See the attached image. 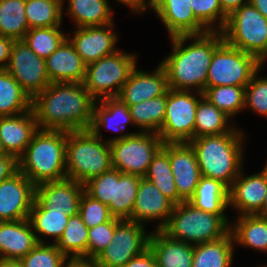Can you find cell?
Returning <instances> with one entry per match:
<instances>
[{"label": "cell", "instance_id": "cell-1", "mask_svg": "<svg viewBox=\"0 0 267 267\" xmlns=\"http://www.w3.org/2000/svg\"><path fill=\"white\" fill-rule=\"evenodd\" d=\"M96 100L83 83H51L32 99L38 129L89 130Z\"/></svg>", "mask_w": 267, "mask_h": 267}, {"label": "cell", "instance_id": "cell-2", "mask_svg": "<svg viewBox=\"0 0 267 267\" xmlns=\"http://www.w3.org/2000/svg\"><path fill=\"white\" fill-rule=\"evenodd\" d=\"M188 39H194V42L184 47ZM171 40L173 51L160 63L165 68L168 87L185 91L195 87L197 92L203 93L214 50L224 41L222 31L174 36Z\"/></svg>", "mask_w": 267, "mask_h": 267}, {"label": "cell", "instance_id": "cell-3", "mask_svg": "<svg viewBox=\"0 0 267 267\" xmlns=\"http://www.w3.org/2000/svg\"><path fill=\"white\" fill-rule=\"evenodd\" d=\"M67 134L65 130L51 129H38L34 133L24 154L18 159V169L35 186L67 178Z\"/></svg>", "mask_w": 267, "mask_h": 267}, {"label": "cell", "instance_id": "cell-4", "mask_svg": "<svg viewBox=\"0 0 267 267\" xmlns=\"http://www.w3.org/2000/svg\"><path fill=\"white\" fill-rule=\"evenodd\" d=\"M242 133L233 129L218 135L191 139L202 176L221 181L228 188L241 172Z\"/></svg>", "mask_w": 267, "mask_h": 267}, {"label": "cell", "instance_id": "cell-5", "mask_svg": "<svg viewBox=\"0 0 267 267\" xmlns=\"http://www.w3.org/2000/svg\"><path fill=\"white\" fill-rule=\"evenodd\" d=\"M229 225L225 215L208 213L183 201L174 206L161 231L173 240L197 245L225 237L230 232Z\"/></svg>", "mask_w": 267, "mask_h": 267}, {"label": "cell", "instance_id": "cell-6", "mask_svg": "<svg viewBox=\"0 0 267 267\" xmlns=\"http://www.w3.org/2000/svg\"><path fill=\"white\" fill-rule=\"evenodd\" d=\"M90 129L68 131L66 141L67 178L81 184L112 168L108 142L102 143Z\"/></svg>", "mask_w": 267, "mask_h": 267}, {"label": "cell", "instance_id": "cell-7", "mask_svg": "<svg viewBox=\"0 0 267 267\" xmlns=\"http://www.w3.org/2000/svg\"><path fill=\"white\" fill-rule=\"evenodd\" d=\"M111 150L112 168L121 173L144 177L154 155L163 146L158 133L122 134L107 141Z\"/></svg>", "mask_w": 267, "mask_h": 267}, {"label": "cell", "instance_id": "cell-8", "mask_svg": "<svg viewBox=\"0 0 267 267\" xmlns=\"http://www.w3.org/2000/svg\"><path fill=\"white\" fill-rule=\"evenodd\" d=\"M222 33L229 45L254 55L259 61L267 56V18L250 3L228 16Z\"/></svg>", "mask_w": 267, "mask_h": 267}, {"label": "cell", "instance_id": "cell-9", "mask_svg": "<svg viewBox=\"0 0 267 267\" xmlns=\"http://www.w3.org/2000/svg\"><path fill=\"white\" fill-rule=\"evenodd\" d=\"M135 67L136 56L118 50L87 64L83 85L95 100L117 97Z\"/></svg>", "mask_w": 267, "mask_h": 267}, {"label": "cell", "instance_id": "cell-10", "mask_svg": "<svg viewBox=\"0 0 267 267\" xmlns=\"http://www.w3.org/2000/svg\"><path fill=\"white\" fill-rule=\"evenodd\" d=\"M260 68V61L254 55L235 48L224 40L214 50L206 87L247 86Z\"/></svg>", "mask_w": 267, "mask_h": 267}, {"label": "cell", "instance_id": "cell-11", "mask_svg": "<svg viewBox=\"0 0 267 267\" xmlns=\"http://www.w3.org/2000/svg\"><path fill=\"white\" fill-rule=\"evenodd\" d=\"M150 236L142 224L116 218L112 241L94 259L100 267H123L149 247Z\"/></svg>", "mask_w": 267, "mask_h": 267}, {"label": "cell", "instance_id": "cell-12", "mask_svg": "<svg viewBox=\"0 0 267 267\" xmlns=\"http://www.w3.org/2000/svg\"><path fill=\"white\" fill-rule=\"evenodd\" d=\"M185 90L167 91L166 111L158 135L164 143L194 139L195 115L199 99Z\"/></svg>", "mask_w": 267, "mask_h": 267}, {"label": "cell", "instance_id": "cell-13", "mask_svg": "<svg viewBox=\"0 0 267 267\" xmlns=\"http://www.w3.org/2000/svg\"><path fill=\"white\" fill-rule=\"evenodd\" d=\"M5 70L33 99L51 84L47 75L45 59L35 54L22 40L15 41Z\"/></svg>", "mask_w": 267, "mask_h": 267}, {"label": "cell", "instance_id": "cell-14", "mask_svg": "<svg viewBox=\"0 0 267 267\" xmlns=\"http://www.w3.org/2000/svg\"><path fill=\"white\" fill-rule=\"evenodd\" d=\"M36 186L18 169L0 182V222L29 219Z\"/></svg>", "mask_w": 267, "mask_h": 267}, {"label": "cell", "instance_id": "cell-15", "mask_svg": "<svg viewBox=\"0 0 267 267\" xmlns=\"http://www.w3.org/2000/svg\"><path fill=\"white\" fill-rule=\"evenodd\" d=\"M162 147L169 153L178 196L189 201L202 177L194 148L189 142H168Z\"/></svg>", "mask_w": 267, "mask_h": 267}, {"label": "cell", "instance_id": "cell-16", "mask_svg": "<svg viewBox=\"0 0 267 267\" xmlns=\"http://www.w3.org/2000/svg\"><path fill=\"white\" fill-rule=\"evenodd\" d=\"M85 191L83 184L65 178L36 185L35 201L43 209H53L67 216L79 212V203Z\"/></svg>", "mask_w": 267, "mask_h": 267}, {"label": "cell", "instance_id": "cell-17", "mask_svg": "<svg viewBox=\"0 0 267 267\" xmlns=\"http://www.w3.org/2000/svg\"><path fill=\"white\" fill-rule=\"evenodd\" d=\"M175 204L148 179L141 177L131 217L128 220L143 221L162 219L156 230H161L173 211Z\"/></svg>", "mask_w": 267, "mask_h": 267}, {"label": "cell", "instance_id": "cell-18", "mask_svg": "<svg viewBox=\"0 0 267 267\" xmlns=\"http://www.w3.org/2000/svg\"><path fill=\"white\" fill-rule=\"evenodd\" d=\"M113 26V23H109L102 26L77 27L70 42L86 65L118 51L115 49L117 36L111 31Z\"/></svg>", "mask_w": 267, "mask_h": 267}, {"label": "cell", "instance_id": "cell-19", "mask_svg": "<svg viewBox=\"0 0 267 267\" xmlns=\"http://www.w3.org/2000/svg\"><path fill=\"white\" fill-rule=\"evenodd\" d=\"M168 89L167 74L161 64L152 74L135 67L117 97L126 105H134L162 96Z\"/></svg>", "mask_w": 267, "mask_h": 267}, {"label": "cell", "instance_id": "cell-20", "mask_svg": "<svg viewBox=\"0 0 267 267\" xmlns=\"http://www.w3.org/2000/svg\"><path fill=\"white\" fill-rule=\"evenodd\" d=\"M241 173L229 188V205H234L240 215L258 214L266 196L267 166L262 172L251 176L241 177Z\"/></svg>", "mask_w": 267, "mask_h": 267}, {"label": "cell", "instance_id": "cell-21", "mask_svg": "<svg viewBox=\"0 0 267 267\" xmlns=\"http://www.w3.org/2000/svg\"><path fill=\"white\" fill-rule=\"evenodd\" d=\"M38 130L33 109L13 116H0V139L7 154L17 160Z\"/></svg>", "mask_w": 267, "mask_h": 267}, {"label": "cell", "instance_id": "cell-22", "mask_svg": "<svg viewBox=\"0 0 267 267\" xmlns=\"http://www.w3.org/2000/svg\"><path fill=\"white\" fill-rule=\"evenodd\" d=\"M47 75L51 83H83L86 64L75 51L70 38L45 59Z\"/></svg>", "mask_w": 267, "mask_h": 267}, {"label": "cell", "instance_id": "cell-23", "mask_svg": "<svg viewBox=\"0 0 267 267\" xmlns=\"http://www.w3.org/2000/svg\"><path fill=\"white\" fill-rule=\"evenodd\" d=\"M29 219L0 222V260L19 261L37 244Z\"/></svg>", "mask_w": 267, "mask_h": 267}, {"label": "cell", "instance_id": "cell-24", "mask_svg": "<svg viewBox=\"0 0 267 267\" xmlns=\"http://www.w3.org/2000/svg\"><path fill=\"white\" fill-rule=\"evenodd\" d=\"M190 0H164L154 11L171 37L201 35L209 30L195 17Z\"/></svg>", "mask_w": 267, "mask_h": 267}, {"label": "cell", "instance_id": "cell-25", "mask_svg": "<svg viewBox=\"0 0 267 267\" xmlns=\"http://www.w3.org/2000/svg\"><path fill=\"white\" fill-rule=\"evenodd\" d=\"M149 248L157 267H192L194 245L173 240L161 230L151 234Z\"/></svg>", "mask_w": 267, "mask_h": 267}, {"label": "cell", "instance_id": "cell-26", "mask_svg": "<svg viewBox=\"0 0 267 267\" xmlns=\"http://www.w3.org/2000/svg\"><path fill=\"white\" fill-rule=\"evenodd\" d=\"M99 102L100 107L96 103L94 105L90 130L100 139V127L118 132L124 130L127 123H133L128 106L118 97L101 99Z\"/></svg>", "mask_w": 267, "mask_h": 267}, {"label": "cell", "instance_id": "cell-27", "mask_svg": "<svg viewBox=\"0 0 267 267\" xmlns=\"http://www.w3.org/2000/svg\"><path fill=\"white\" fill-rule=\"evenodd\" d=\"M189 202L202 211L224 215L229 206V188L221 181L202 176Z\"/></svg>", "mask_w": 267, "mask_h": 267}, {"label": "cell", "instance_id": "cell-28", "mask_svg": "<svg viewBox=\"0 0 267 267\" xmlns=\"http://www.w3.org/2000/svg\"><path fill=\"white\" fill-rule=\"evenodd\" d=\"M233 242L232 233L229 232L216 241L194 245L192 267H230Z\"/></svg>", "mask_w": 267, "mask_h": 267}, {"label": "cell", "instance_id": "cell-29", "mask_svg": "<svg viewBox=\"0 0 267 267\" xmlns=\"http://www.w3.org/2000/svg\"><path fill=\"white\" fill-rule=\"evenodd\" d=\"M141 177L121 173L115 169L114 200L108 206L111 215L118 219L131 217Z\"/></svg>", "mask_w": 267, "mask_h": 267}, {"label": "cell", "instance_id": "cell-30", "mask_svg": "<svg viewBox=\"0 0 267 267\" xmlns=\"http://www.w3.org/2000/svg\"><path fill=\"white\" fill-rule=\"evenodd\" d=\"M32 109L31 97L5 69H0V116H13Z\"/></svg>", "mask_w": 267, "mask_h": 267}, {"label": "cell", "instance_id": "cell-31", "mask_svg": "<svg viewBox=\"0 0 267 267\" xmlns=\"http://www.w3.org/2000/svg\"><path fill=\"white\" fill-rule=\"evenodd\" d=\"M235 227L230 228L234 243L267 251V218L255 215H239Z\"/></svg>", "mask_w": 267, "mask_h": 267}, {"label": "cell", "instance_id": "cell-32", "mask_svg": "<svg viewBox=\"0 0 267 267\" xmlns=\"http://www.w3.org/2000/svg\"><path fill=\"white\" fill-rule=\"evenodd\" d=\"M68 12L77 27L102 26L113 23L107 0H68Z\"/></svg>", "mask_w": 267, "mask_h": 267}, {"label": "cell", "instance_id": "cell-33", "mask_svg": "<svg viewBox=\"0 0 267 267\" xmlns=\"http://www.w3.org/2000/svg\"><path fill=\"white\" fill-rule=\"evenodd\" d=\"M198 94L201 100L196 109L194 138L231 132L234 127L227 126L229 116L203 97V93Z\"/></svg>", "mask_w": 267, "mask_h": 267}, {"label": "cell", "instance_id": "cell-34", "mask_svg": "<svg viewBox=\"0 0 267 267\" xmlns=\"http://www.w3.org/2000/svg\"><path fill=\"white\" fill-rule=\"evenodd\" d=\"M144 178L151 181L175 205L183 202L178 196L169 153L163 147L154 155Z\"/></svg>", "mask_w": 267, "mask_h": 267}, {"label": "cell", "instance_id": "cell-35", "mask_svg": "<svg viewBox=\"0 0 267 267\" xmlns=\"http://www.w3.org/2000/svg\"><path fill=\"white\" fill-rule=\"evenodd\" d=\"M166 102L167 92L157 98L127 105L133 124L143 128V132L158 133L164 122Z\"/></svg>", "mask_w": 267, "mask_h": 267}, {"label": "cell", "instance_id": "cell-36", "mask_svg": "<svg viewBox=\"0 0 267 267\" xmlns=\"http://www.w3.org/2000/svg\"><path fill=\"white\" fill-rule=\"evenodd\" d=\"M25 3L26 0H0V35L23 40L29 31Z\"/></svg>", "mask_w": 267, "mask_h": 267}, {"label": "cell", "instance_id": "cell-37", "mask_svg": "<svg viewBox=\"0 0 267 267\" xmlns=\"http://www.w3.org/2000/svg\"><path fill=\"white\" fill-rule=\"evenodd\" d=\"M70 216L62 212L54 211L53 209H43L35 200L30 211L29 221L34 229L38 243L44 241L38 237V234L43 236H53L54 243L62 236L64 229L68 224ZM38 233V234H37Z\"/></svg>", "mask_w": 267, "mask_h": 267}, {"label": "cell", "instance_id": "cell-38", "mask_svg": "<svg viewBox=\"0 0 267 267\" xmlns=\"http://www.w3.org/2000/svg\"><path fill=\"white\" fill-rule=\"evenodd\" d=\"M88 227L79 214L70 216L68 224L54 243L55 247L67 258L85 257L87 258Z\"/></svg>", "mask_w": 267, "mask_h": 267}, {"label": "cell", "instance_id": "cell-39", "mask_svg": "<svg viewBox=\"0 0 267 267\" xmlns=\"http://www.w3.org/2000/svg\"><path fill=\"white\" fill-rule=\"evenodd\" d=\"M63 0H26L25 15L29 29L60 26Z\"/></svg>", "mask_w": 267, "mask_h": 267}, {"label": "cell", "instance_id": "cell-40", "mask_svg": "<svg viewBox=\"0 0 267 267\" xmlns=\"http://www.w3.org/2000/svg\"><path fill=\"white\" fill-rule=\"evenodd\" d=\"M246 86H215L206 87L203 92L210 103L223 111L227 116H234L243 109Z\"/></svg>", "mask_w": 267, "mask_h": 267}, {"label": "cell", "instance_id": "cell-41", "mask_svg": "<svg viewBox=\"0 0 267 267\" xmlns=\"http://www.w3.org/2000/svg\"><path fill=\"white\" fill-rule=\"evenodd\" d=\"M67 37L59 26L32 28L25 34L23 42L39 57L48 58Z\"/></svg>", "mask_w": 267, "mask_h": 267}, {"label": "cell", "instance_id": "cell-42", "mask_svg": "<svg viewBox=\"0 0 267 267\" xmlns=\"http://www.w3.org/2000/svg\"><path fill=\"white\" fill-rule=\"evenodd\" d=\"M67 257L54 244L38 243L18 262L22 267H62Z\"/></svg>", "mask_w": 267, "mask_h": 267}, {"label": "cell", "instance_id": "cell-43", "mask_svg": "<svg viewBox=\"0 0 267 267\" xmlns=\"http://www.w3.org/2000/svg\"><path fill=\"white\" fill-rule=\"evenodd\" d=\"M191 8L195 17L209 30L215 31L213 22H216L217 18L220 20L218 23V29L216 31H222L228 20V15L222 10L219 0H190Z\"/></svg>", "mask_w": 267, "mask_h": 267}, {"label": "cell", "instance_id": "cell-44", "mask_svg": "<svg viewBox=\"0 0 267 267\" xmlns=\"http://www.w3.org/2000/svg\"><path fill=\"white\" fill-rule=\"evenodd\" d=\"M78 214L88 228L109 222L113 218L108 206L93 199L85 191L80 199Z\"/></svg>", "mask_w": 267, "mask_h": 267}, {"label": "cell", "instance_id": "cell-45", "mask_svg": "<svg viewBox=\"0 0 267 267\" xmlns=\"http://www.w3.org/2000/svg\"><path fill=\"white\" fill-rule=\"evenodd\" d=\"M84 187L89 196L109 206L111 201L114 200L115 169L111 168L109 171L93 177L84 184Z\"/></svg>", "mask_w": 267, "mask_h": 267}, {"label": "cell", "instance_id": "cell-46", "mask_svg": "<svg viewBox=\"0 0 267 267\" xmlns=\"http://www.w3.org/2000/svg\"><path fill=\"white\" fill-rule=\"evenodd\" d=\"M258 71L259 69L245 87L244 106H248L255 112L267 117V79H257Z\"/></svg>", "mask_w": 267, "mask_h": 267}, {"label": "cell", "instance_id": "cell-47", "mask_svg": "<svg viewBox=\"0 0 267 267\" xmlns=\"http://www.w3.org/2000/svg\"><path fill=\"white\" fill-rule=\"evenodd\" d=\"M116 218L88 229L87 258L94 259L112 241Z\"/></svg>", "mask_w": 267, "mask_h": 267}, {"label": "cell", "instance_id": "cell-48", "mask_svg": "<svg viewBox=\"0 0 267 267\" xmlns=\"http://www.w3.org/2000/svg\"><path fill=\"white\" fill-rule=\"evenodd\" d=\"M18 170V160L10 155L6 154L0 156V182L9 178Z\"/></svg>", "mask_w": 267, "mask_h": 267}, {"label": "cell", "instance_id": "cell-49", "mask_svg": "<svg viewBox=\"0 0 267 267\" xmlns=\"http://www.w3.org/2000/svg\"><path fill=\"white\" fill-rule=\"evenodd\" d=\"M123 267H157L153 252L148 247L144 252L132 258Z\"/></svg>", "mask_w": 267, "mask_h": 267}, {"label": "cell", "instance_id": "cell-50", "mask_svg": "<svg viewBox=\"0 0 267 267\" xmlns=\"http://www.w3.org/2000/svg\"><path fill=\"white\" fill-rule=\"evenodd\" d=\"M14 42V39L0 35V63H2L0 64V69H5L7 66Z\"/></svg>", "mask_w": 267, "mask_h": 267}, {"label": "cell", "instance_id": "cell-51", "mask_svg": "<svg viewBox=\"0 0 267 267\" xmlns=\"http://www.w3.org/2000/svg\"><path fill=\"white\" fill-rule=\"evenodd\" d=\"M66 263V264H65ZM62 267H100L95 259L85 257L70 258L68 263L64 262Z\"/></svg>", "mask_w": 267, "mask_h": 267}, {"label": "cell", "instance_id": "cell-52", "mask_svg": "<svg viewBox=\"0 0 267 267\" xmlns=\"http://www.w3.org/2000/svg\"><path fill=\"white\" fill-rule=\"evenodd\" d=\"M250 0H219L222 10L229 16L234 10L249 4Z\"/></svg>", "mask_w": 267, "mask_h": 267}, {"label": "cell", "instance_id": "cell-53", "mask_svg": "<svg viewBox=\"0 0 267 267\" xmlns=\"http://www.w3.org/2000/svg\"><path fill=\"white\" fill-rule=\"evenodd\" d=\"M122 4H126L127 6H130L131 9L136 10L134 12H142L146 10L147 2L146 0H118Z\"/></svg>", "mask_w": 267, "mask_h": 267}, {"label": "cell", "instance_id": "cell-54", "mask_svg": "<svg viewBox=\"0 0 267 267\" xmlns=\"http://www.w3.org/2000/svg\"><path fill=\"white\" fill-rule=\"evenodd\" d=\"M249 3L267 18V0H250Z\"/></svg>", "mask_w": 267, "mask_h": 267}, {"label": "cell", "instance_id": "cell-55", "mask_svg": "<svg viewBox=\"0 0 267 267\" xmlns=\"http://www.w3.org/2000/svg\"><path fill=\"white\" fill-rule=\"evenodd\" d=\"M0 267H22L18 261H3L0 260Z\"/></svg>", "mask_w": 267, "mask_h": 267}, {"label": "cell", "instance_id": "cell-56", "mask_svg": "<svg viewBox=\"0 0 267 267\" xmlns=\"http://www.w3.org/2000/svg\"><path fill=\"white\" fill-rule=\"evenodd\" d=\"M257 215L267 218V188H266V196H265V200H264L262 209Z\"/></svg>", "mask_w": 267, "mask_h": 267}, {"label": "cell", "instance_id": "cell-57", "mask_svg": "<svg viewBox=\"0 0 267 267\" xmlns=\"http://www.w3.org/2000/svg\"><path fill=\"white\" fill-rule=\"evenodd\" d=\"M163 1L164 0H150L148 6L155 10Z\"/></svg>", "mask_w": 267, "mask_h": 267}, {"label": "cell", "instance_id": "cell-58", "mask_svg": "<svg viewBox=\"0 0 267 267\" xmlns=\"http://www.w3.org/2000/svg\"><path fill=\"white\" fill-rule=\"evenodd\" d=\"M6 154L7 153H6V151H5L4 147H3L2 141L0 139V156L6 155Z\"/></svg>", "mask_w": 267, "mask_h": 267}, {"label": "cell", "instance_id": "cell-59", "mask_svg": "<svg viewBox=\"0 0 267 267\" xmlns=\"http://www.w3.org/2000/svg\"><path fill=\"white\" fill-rule=\"evenodd\" d=\"M266 58H267V56L264 57V58L260 61V67H262V63H263V61H264Z\"/></svg>", "mask_w": 267, "mask_h": 267}]
</instances>
